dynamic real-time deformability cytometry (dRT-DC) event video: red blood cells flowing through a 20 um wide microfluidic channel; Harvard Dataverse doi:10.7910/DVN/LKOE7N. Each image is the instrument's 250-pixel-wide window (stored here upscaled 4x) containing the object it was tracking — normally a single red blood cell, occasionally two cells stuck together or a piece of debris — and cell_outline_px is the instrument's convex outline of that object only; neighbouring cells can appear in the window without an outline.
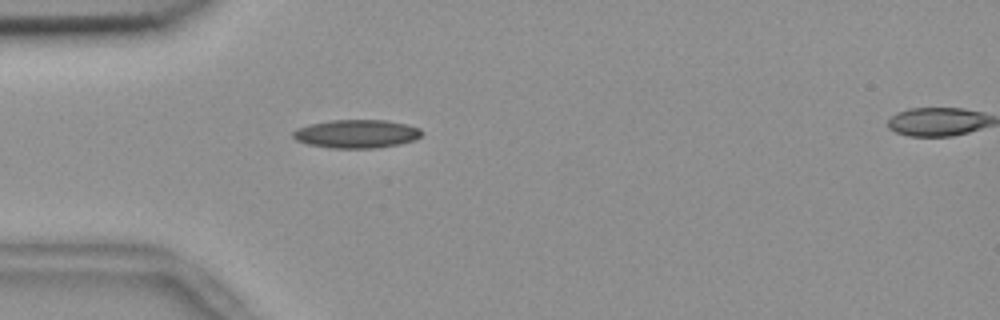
{"species": "common noctule bat (a hibernating species)", "species_latin": "Nyctalus noctula", "temperature_condition": "room temperature", "stored_images_in_passage": 55, "camera_frame_rate_fps": 3000, "um_per_image_px": 0.085, "animal": {"sex": "female", "body_mass_g": 18.4}, "frame": {"image": 1, "passage_image": 16, "time_ms": 5.0, "image_size_px": [1000, 320], "cell_outline_px": [[424, 132], [420, 136], [412, 140], [400, 144], [376, 148], [332, 148], [308, 144], [296, 140], [292, 136], [292, 132], [296, 128], [308, 124], [332, 120], [384, 120], [408, 124], [420, 128]], "centroid_in_image_um": [30.29, 11.37], "position_along_channel_um": 54.7, "area_um2": 21.39}}
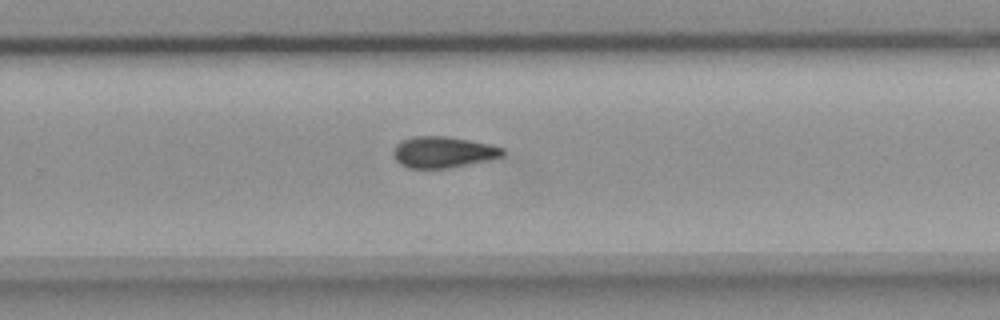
{"frame": {"image": 2, "passage_image": 36, "time_ms": 11.667, "image_size_px": [1000, 320], "cell_outline_px": [[504, 156], [492, 160], [448, 168], [408, 168], [400, 164], [396, 160], [392, 152], [396, 144], [400, 140], [412, 136], [448, 136], [488, 144], [504, 148]], "centroid_in_image_um": [37.66, 12.93], "position_along_channel_um": 292.1, "area_um2": 20.11}}
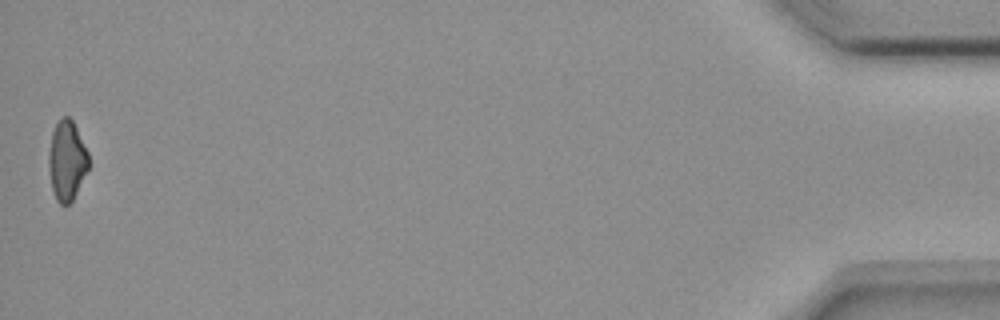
{"frame": {"image": 3, "passage_image": 55, "time_ms": 18.0, "image_size_px": [1000, 320], "cell_outline_px": [[88, 168], [72, 200], [68, 204], [60, 204], [56, 200], [52, 188], [48, 164], [48, 152], [52, 132], [60, 116], [68, 116], [72, 120], [88, 152]], "centroid_in_image_um": [5.66, 13.62], "position_along_channel_um": 429.5, "area_um2": 18.32}, "authors_computed_cell_mechanics": {"area_um2": 19.8832, "velocity_mm_per_s": 3.6647, "shape_relaxation_time_tau1_ms": null, "shape_relaxation_time_tau2_ms": 5.8701, "deformation_change_tau1": null, "deformation_change_tau2": 0.1304}}